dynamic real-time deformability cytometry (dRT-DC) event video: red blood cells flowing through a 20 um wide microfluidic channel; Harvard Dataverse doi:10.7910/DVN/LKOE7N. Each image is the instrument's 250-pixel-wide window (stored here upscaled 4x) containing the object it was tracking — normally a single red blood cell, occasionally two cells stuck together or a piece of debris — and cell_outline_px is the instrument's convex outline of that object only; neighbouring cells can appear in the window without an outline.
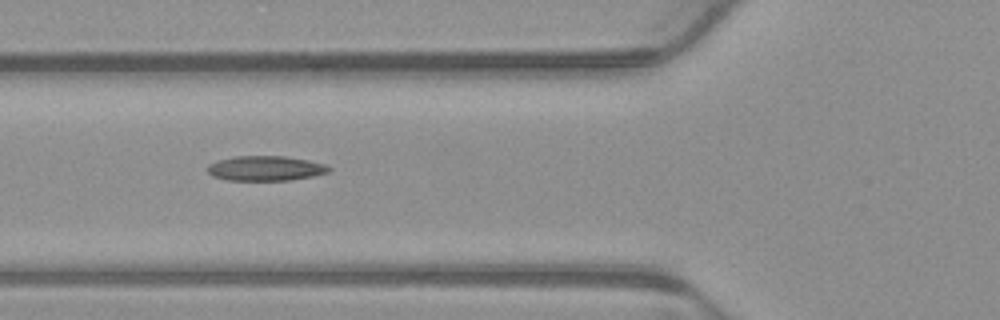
{"species": "common noctule bat (a hibernating species)", "species_latin": "Nyctalus noctula", "temperature_condition": "warm", "stored_images_in_passage": 6, "camera_frame_rate_fps": 3000, "um_per_image_px": 0.085, "animal": {"sex": "male", "body_mass_g": 23.1, "forearm_length_mm": 52.7}, "frame": {"image": 1, "passage_image": 6, "time_ms": 1.667, "image_size_px": [1000, 320], "cell_outline_px": [[332, 168], [328, 172], [312, 176], [292, 180], [228, 180], [212, 176], [208, 172], [208, 164], [216, 160], [232, 156], [284, 156], [308, 160], [324, 164]], "centroid_in_image_um": [22.54, 14.3], "position_along_channel_um": 103.3, "area_um2": 17.63}}